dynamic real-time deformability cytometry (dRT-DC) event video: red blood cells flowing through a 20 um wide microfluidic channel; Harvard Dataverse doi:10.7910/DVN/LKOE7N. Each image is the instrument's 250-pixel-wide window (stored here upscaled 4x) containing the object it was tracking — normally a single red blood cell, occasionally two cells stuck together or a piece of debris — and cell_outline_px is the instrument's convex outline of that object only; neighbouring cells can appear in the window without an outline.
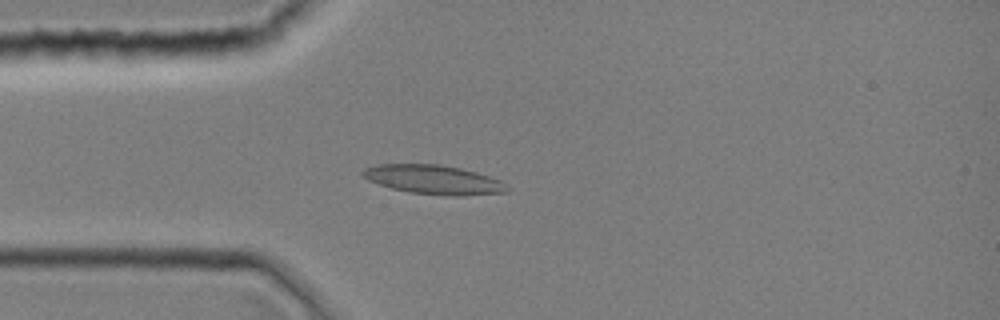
{"species": "common noctule bat (a hibernating species)", "species_latin": "Nyctalus noctula", "temperature_condition": "room temperature", "stored_images_in_passage": 1, "camera_frame_rate_fps": 3000, "um_per_image_px": 0.085, "animal": {"sex": "female", "body_mass_g": 19.0, "forearm_length_mm": 51.5}, "frame": {"image": 1, "passage_image": 1, "time_ms": 0.0, "image_size_px": [1000, 320], "cell_outline_px": [[508, 192], [460, 196], [456, 196], [412, 192], [392, 188], [368, 180], [360, 172], [364, 168], [376, 164], [440, 164], [460, 168], [476, 172], [500, 180], [508, 188]], "centroid_in_image_um": [36.85, 15.26], "position_along_channel_um": 48.2, "area_um2": 24.22}}